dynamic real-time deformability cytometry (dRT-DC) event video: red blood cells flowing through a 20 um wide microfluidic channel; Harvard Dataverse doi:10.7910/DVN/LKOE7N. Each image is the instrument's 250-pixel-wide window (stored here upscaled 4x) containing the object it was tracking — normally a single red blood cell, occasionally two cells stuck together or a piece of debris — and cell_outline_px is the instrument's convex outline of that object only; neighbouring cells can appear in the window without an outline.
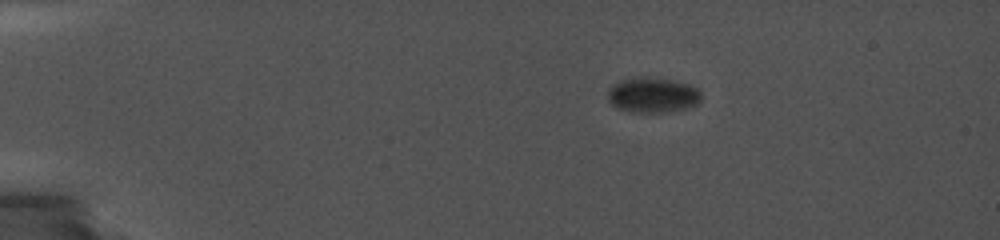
{"species": "common noctule bat (a hibernating species)", "species_latin": "Nyctalus noctula", "temperature_condition": "cold", "stored_images_in_passage": 34, "camera_frame_rate_fps": 5000, "um_per_image_px": 0.085, "animal": {"sex": "female", "body_mass_g": 19.0, "forearm_length_mm": 56.7}, "frame": {"image": 1, "passage_image": 1, "time_ms": 0.0, "image_size_px": [1000, 240], "cell_outline_px": [[700, 100], [696, 104], [688, 108], [664, 112], [632, 112], [616, 108], [608, 100], [608, 88], [612, 84], [620, 80], [636, 76], [648, 76], [672, 80], [688, 84], [696, 88], [700, 92]], "centroid_in_image_um": [55.43, 8.06], "position_along_channel_um": 29.6, "area_um2": 19.36}}
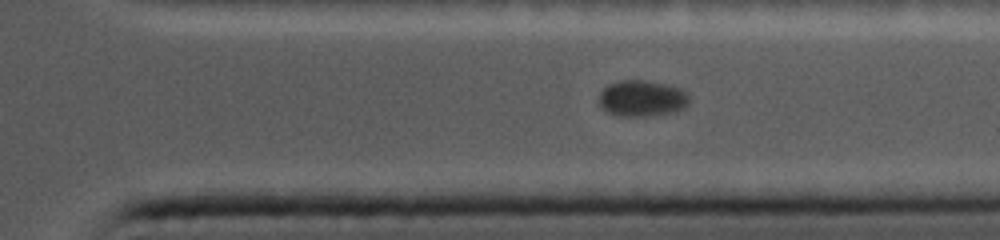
{"frame": {"image": 2, "passage_image": 29, "time_ms": 11.8, "image_size_px": [1000, 240], "cell_outline_px": [[692, 100], [684, 108], [672, 112], [648, 116], [616, 116], [608, 112], [600, 104], [600, 92], [608, 84], [620, 80], [644, 80], [668, 84], [680, 88], [688, 92]], "centroid_in_image_um": [54.62, 8.35], "position_along_channel_um": 356.8, "area_um2": 19.25}}
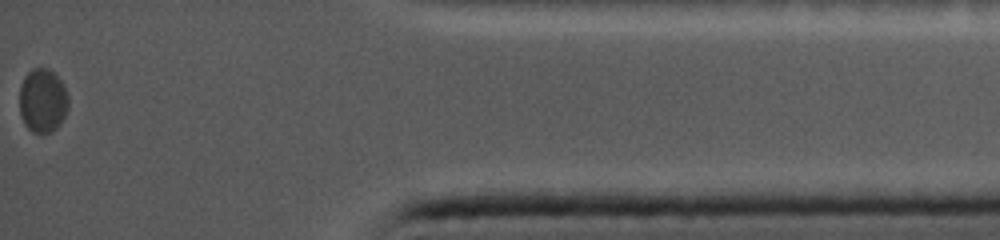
{"frame": {"image": 3, "passage_image": 34, "time_ms": 14.8, "image_size_px": [1000, 240], "cell_outline_px": [[68, 108], [60, 124], [52, 132], [32, 132], [24, 124], [20, 116], [20, 88], [24, 76], [32, 68], [48, 68], [64, 84], [68, 96]], "centroid_in_image_um": [3.62, 8.55], "position_along_channel_um": 431.6, "area_um2": 18.26}}